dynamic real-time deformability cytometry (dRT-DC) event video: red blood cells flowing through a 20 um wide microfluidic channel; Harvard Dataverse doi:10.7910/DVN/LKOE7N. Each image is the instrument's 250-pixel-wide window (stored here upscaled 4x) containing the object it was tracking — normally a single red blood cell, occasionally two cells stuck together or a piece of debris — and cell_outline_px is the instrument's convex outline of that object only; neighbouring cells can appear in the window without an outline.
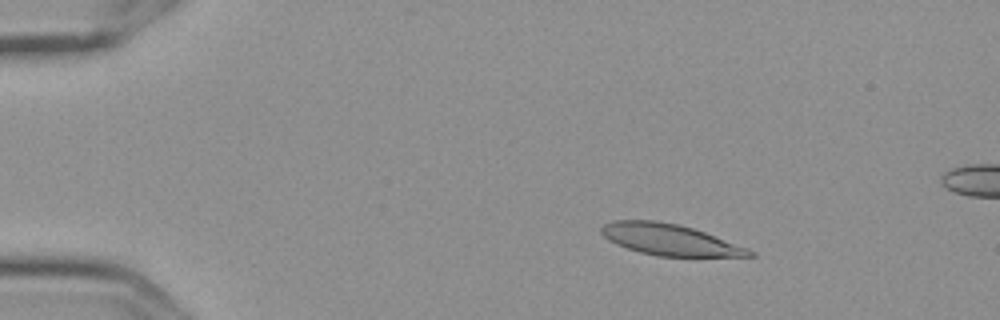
{"species": "Egyptian fruit bat (a non-hibernating species)", "species_latin": "Rousettus aegyptiacus", "temperature_condition": "cold", "stored_images_in_passage": 5, "camera_frame_rate_fps": 3000, "um_per_image_px": 0.085, "frame": {"image": 1, "passage_image": 2, "time_ms": 0.333, "image_size_px": [1000, 320], "cell_outline_px": [[756, 256], [656, 256], [640, 252], [616, 244], [608, 240], [600, 232], [600, 228], [604, 224], [616, 220], [652, 220], [676, 224], [692, 228], [704, 232], [748, 248], [756, 252]], "centroid_in_image_um": [56.91, 20.37], "position_along_channel_um": 28.1, "area_um2": 26.65}}